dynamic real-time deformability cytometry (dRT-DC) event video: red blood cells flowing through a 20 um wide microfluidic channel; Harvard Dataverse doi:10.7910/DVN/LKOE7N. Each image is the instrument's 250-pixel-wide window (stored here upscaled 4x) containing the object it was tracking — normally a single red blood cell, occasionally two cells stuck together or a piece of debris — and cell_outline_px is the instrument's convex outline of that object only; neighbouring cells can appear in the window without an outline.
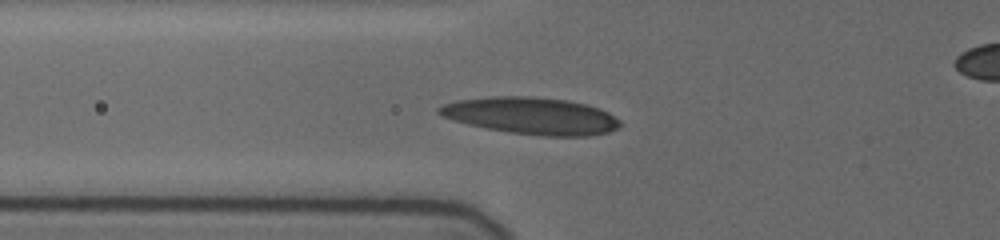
{"species": "human", "species_latin": "Homo sapiens", "temperature_condition": "cold", "stored_images_in_passage": 6, "camera_frame_rate_fps": 3000, "um_per_image_px": 0.085, "donor": {"sex": "female"}, "frame": {"image": 1, "passage_image": 4, "time_ms": 3.333, "image_size_px": [1000, 240], "cell_outline_px": [[624, 124], [608, 132], [588, 136], [544, 136], [508, 132], [468, 124], [452, 120], [440, 116], [436, 112], [436, 108], [444, 104], [456, 100], [492, 96], [532, 96], [568, 100], [588, 104], [600, 108], [608, 112], [620, 120]], "centroid_in_image_um": [45.16, 9.83], "position_along_channel_um": 80.6, "area_um2": 39.3}}
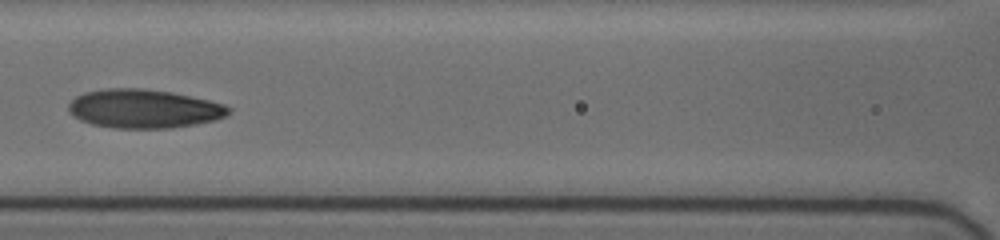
{"frame": {"image": 2, "passage_image": 6, "time_ms": 5.333, "image_size_px": [1000, 240], "cell_outline_px": [[232, 112], [228, 116], [216, 120], [196, 124], [168, 128], [116, 128], [92, 124], [80, 120], [68, 112], [68, 104], [76, 96], [84, 92], [108, 88], [140, 88], [172, 92], [208, 100], [224, 104], [232, 108]], "centroid_in_image_um": [12.25, 9.24], "position_along_channel_um": 154.3, "area_um2": 36.36}}